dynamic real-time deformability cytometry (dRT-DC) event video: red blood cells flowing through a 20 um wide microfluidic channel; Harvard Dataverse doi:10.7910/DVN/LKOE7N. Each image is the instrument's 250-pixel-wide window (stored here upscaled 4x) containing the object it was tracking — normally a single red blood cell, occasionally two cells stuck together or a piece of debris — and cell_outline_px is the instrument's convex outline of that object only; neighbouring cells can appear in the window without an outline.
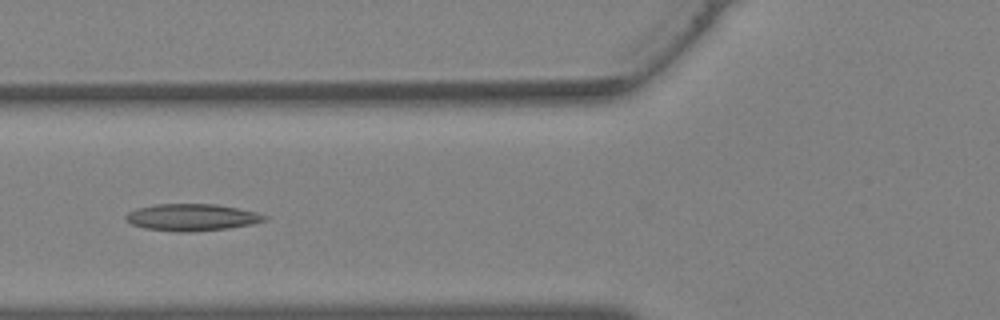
{"species": "Egyptian fruit bat (a non-hibernating species)", "species_latin": "Rousettus aegyptiacus", "temperature_condition": "warm", "stored_images_in_passage": 31, "camera_frame_rate_fps": 3000, "um_per_image_px": 0.085, "animal": {"sex": "female"}, "frame": {"image": 1, "passage_image": 8, "time_ms": 2.333, "image_size_px": [1000, 320], "cell_outline_px": [[268, 216], [264, 220], [252, 224], [228, 228], [188, 232], [176, 232], [144, 228], [132, 224], [124, 216], [128, 212], [136, 208], [152, 204], [216, 204], [256, 212]], "centroid_in_image_um": [16.27, 18.47], "position_along_channel_um": 109.5, "area_um2": 21.68}}
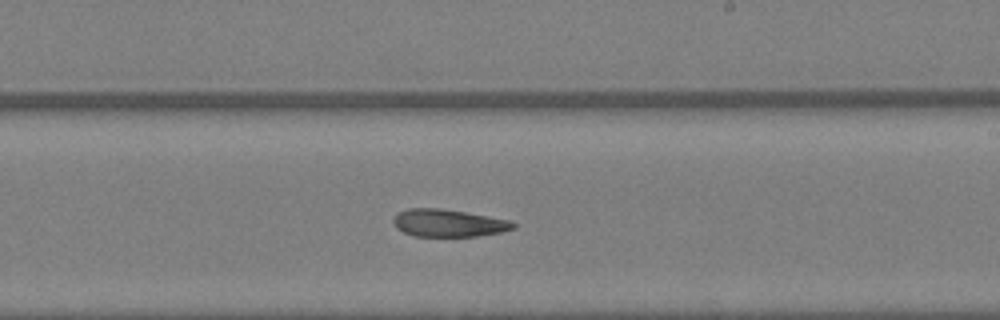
{"frame": {"image": 2, "passage_image": 16, "time_ms": 5.0, "image_size_px": [1000, 320], "cell_outline_px": [[516, 228], [500, 232], [476, 236], [416, 236], [404, 232], [396, 228], [392, 220], [396, 212], [408, 208], [440, 208], [464, 212], [508, 220], [516, 224]], "centroid_in_image_um": [38.06, 18.95], "position_along_channel_um": 250.9, "area_um2": 19.07}}
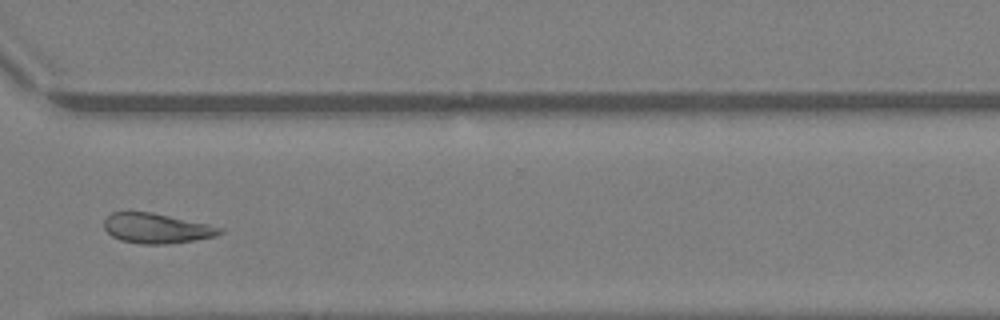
{"frame": {"image": 3, "passage_image": 22, "time_ms": 7.0, "image_size_px": [1000, 320], "cell_outline_px": [[224, 232], [216, 236], [168, 244], [140, 244], [120, 240], [112, 236], [104, 228], [104, 220], [112, 212], [152, 212], [208, 224], [224, 228]], "centroid_in_image_um": [13.31, 19.41], "position_along_channel_um": 357.3, "area_um2": 20.17}}